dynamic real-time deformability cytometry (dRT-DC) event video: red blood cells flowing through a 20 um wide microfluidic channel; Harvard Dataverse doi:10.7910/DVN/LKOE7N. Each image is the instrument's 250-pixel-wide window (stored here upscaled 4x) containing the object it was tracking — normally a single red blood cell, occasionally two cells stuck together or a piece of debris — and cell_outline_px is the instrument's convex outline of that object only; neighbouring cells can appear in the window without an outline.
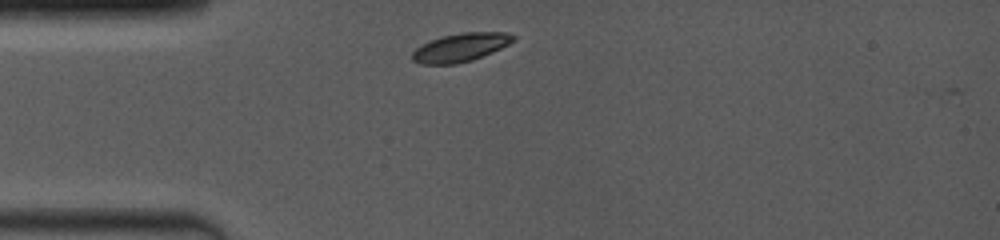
{"species": "common noctule bat (a hibernating species)", "species_latin": "Nyctalus noctula", "temperature_condition": "room temperature", "stored_images_in_passage": 3, "camera_frame_rate_fps": 4000, "um_per_image_px": 0.085, "animal": {"sex": "female", "body_mass_g": 19.0, "forearm_length_mm": 53.3}, "frame": {"image": 1, "passage_image": 2, "time_ms": 0.25, "image_size_px": [1000, 240], "cell_outline_px": [[516, 40], [492, 52], [472, 60], [456, 64], [420, 64], [412, 60], [412, 52], [416, 48], [440, 36], [464, 32], [504, 32], [516, 36]], "centroid_in_image_um": [39.15, 4.03], "position_along_channel_um": 45.9, "area_um2": 16.65}}